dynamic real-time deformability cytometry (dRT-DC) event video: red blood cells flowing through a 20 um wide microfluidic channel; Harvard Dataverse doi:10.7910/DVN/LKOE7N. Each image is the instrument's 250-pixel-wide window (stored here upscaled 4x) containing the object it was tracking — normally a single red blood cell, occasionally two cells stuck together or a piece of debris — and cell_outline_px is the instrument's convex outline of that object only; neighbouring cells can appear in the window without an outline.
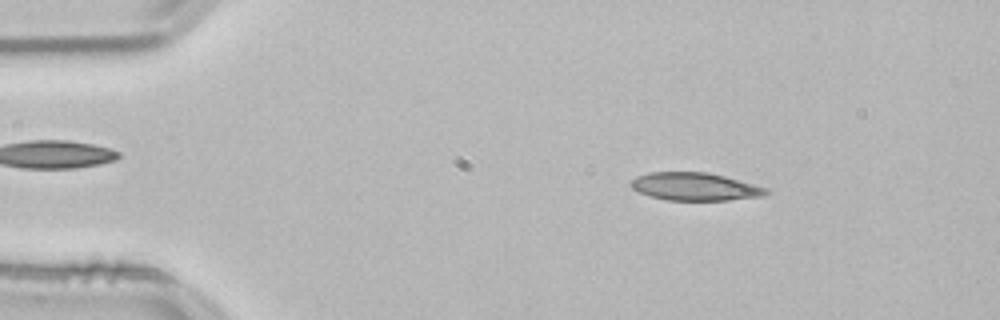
{"species": "common noctule bat (a hibernating species)", "species_latin": "Nyctalus noctula", "temperature_condition": "room temperature", "stored_images_in_passage": 39, "camera_frame_rate_fps": 3000, "um_per_image_px": 0.085, "animal": {"sex": "male", "body_mass_g": 21.5, "forearm_length_mm": 52.0}, "frame": {"image": 1, "passage_image": 1, "time_ms": 0.0, "image_size_px": [1000, 320], "cell_outline_px": [[768, 192], [764, 196], [728, 200], [668, 200], [652, 196], [640, 192], [632, 188], [628, 184], [636, 176], [648, 172], [708, 172], [724, 176], [768, 188]], "centroid_in_image_um": [59.06, 15.85], "position_along_channel_um": 25.9, "area_um2": 21.85}}
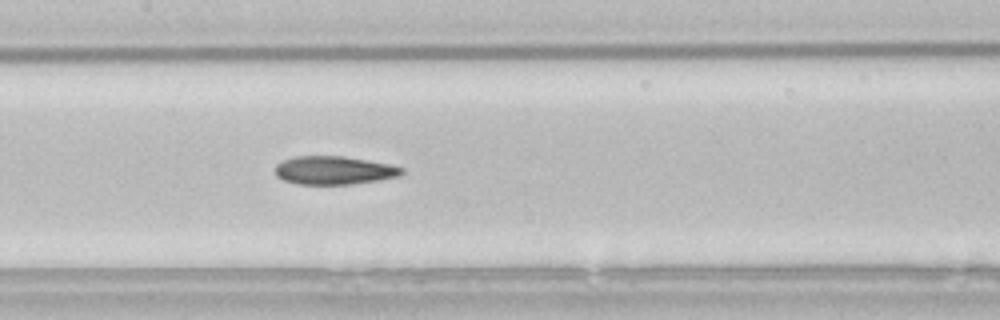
{"frame": {"image": 2, "passage_image": 18, "time_ms": 5.667, "image_size_px": [1000, 320], "cell_outline_px": [[404, 172], [396, 176], [376, 180], [348, 184], [296, 184], [284, 180], [276, 176], [276, 164], [292, 156], [344, 156], [392, 164], [404, 168]], "centroid_in_image_um": [28.37, 14.46], "position_along_channel_um": 179.0, "area_um2": 20.81}}
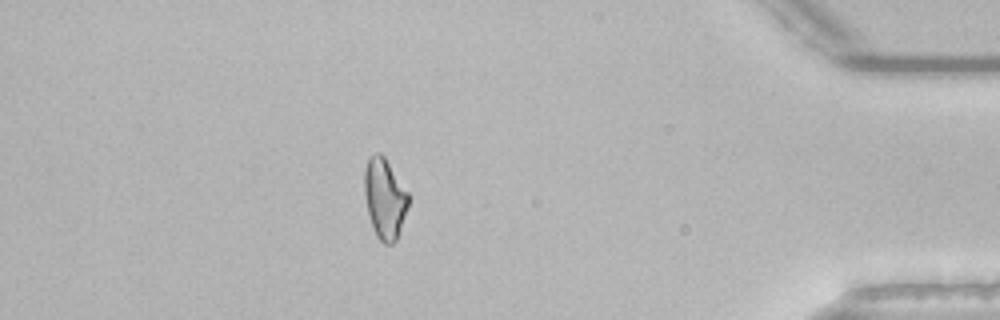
{"frame": {"image": 3, "passage_image": 39, "time_ms": 12.667, "image_size_px": [1000, 320], "cell_outline_px": [[408, 204], [396, 240], [392, 244], [384, 244], [376, 236], [372, 228], [364, 196], [364, 172], [368, 160], [376, 152], [380, 152], [384, 156], [408, 192]], "centroid_in_image_um": [32.67, 16.88], "position_along_channel_um": 402.5, "area_um2": 20.35}, "authors_computed_cell_mechanics": {"area_um2": 21.2704, "velocity_mm_per_s": 3.8384, "shape_relaxation_time_tau1_ms": null, "shape_relaxation_time_tau2_ms": 6.2054, "deformation_change_tau1": null, "deformation_change_tau2": 0.1469}}